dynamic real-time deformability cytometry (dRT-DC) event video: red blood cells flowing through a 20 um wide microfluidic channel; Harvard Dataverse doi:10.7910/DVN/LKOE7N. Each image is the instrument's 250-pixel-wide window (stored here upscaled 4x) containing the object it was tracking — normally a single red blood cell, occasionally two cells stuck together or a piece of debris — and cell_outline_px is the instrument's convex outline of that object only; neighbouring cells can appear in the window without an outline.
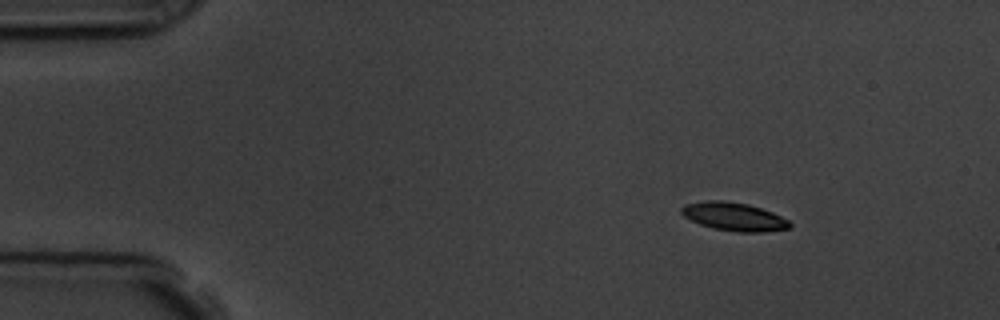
{"species": "common noctule bat (a hibernating species)", "species_latin": "Nyctalus noctula", "temperature_condition": "room temperature", "stored_images_in_passage": 9, "camera_frame_rate_fps": 3000, "um_per_image_px": 0.085, "animal": {"sex": "male", "body_mass_g": 19.5, "forearm_length_mm": 54.6}, "frame": {"image": 1, "passage_image": 1, "time_ms": 0.0, "image_size_px": [1000, 320], "cell_outline_px": [[792, 224], [788, 228], [764, 232], [736, 232], [712, 228], [700, 224], [684, 216], [680, 212], [680, 208], [684, 204], [708, 200], [724, 200], [748, 204], [772, 212], [788, 220]], "centroid_in_image_um": [62.36, 18.41], "position_along_channel_um": 22.6, "area_um2": 17.86}}
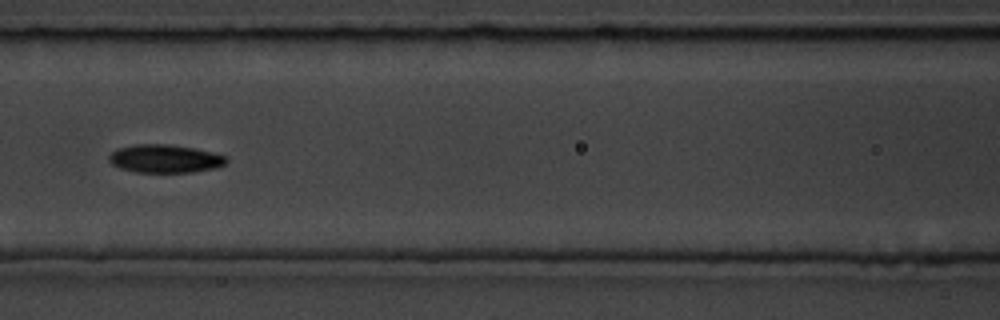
{"frame": {"image": 2, "passage_image": 6, "time_ms": 5.667, "image_size_px": [1000, 320], "cell_outline_px": [[228, 160], [224, 164], [216, 168], [196, 172], [136, 172], [120, 168], [112, 164], [108, 160], [108, 156], [116, 148], [136, 144], [168, 144], [196, 148], [228, 156]], "centroid_in_image_um": [14.03, 13.48], "position_along_channel_um": 152.6, "area_um2": 19.48}}
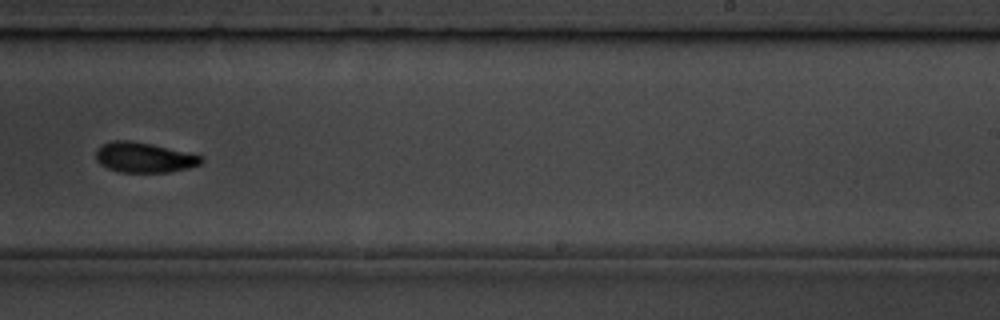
{"frame": {"image": 3, "passage_image": 9, "time_ms": 9.0, "image_size_px": [1000, 320], "cell_outline_px": [[204, 160], [200, 164], [188, 168], [168, 172], [120, 172], [108, 168], [100, 164], [96, 160], [96, 148], [100, 144], [112, 140], [132, 140], [152, 144], [188, 152], [204, 156]], "centroid_in_image_um": [12.23, 13.37], "position_along_channel_um": 276.8, "area_um2": 18.73}}